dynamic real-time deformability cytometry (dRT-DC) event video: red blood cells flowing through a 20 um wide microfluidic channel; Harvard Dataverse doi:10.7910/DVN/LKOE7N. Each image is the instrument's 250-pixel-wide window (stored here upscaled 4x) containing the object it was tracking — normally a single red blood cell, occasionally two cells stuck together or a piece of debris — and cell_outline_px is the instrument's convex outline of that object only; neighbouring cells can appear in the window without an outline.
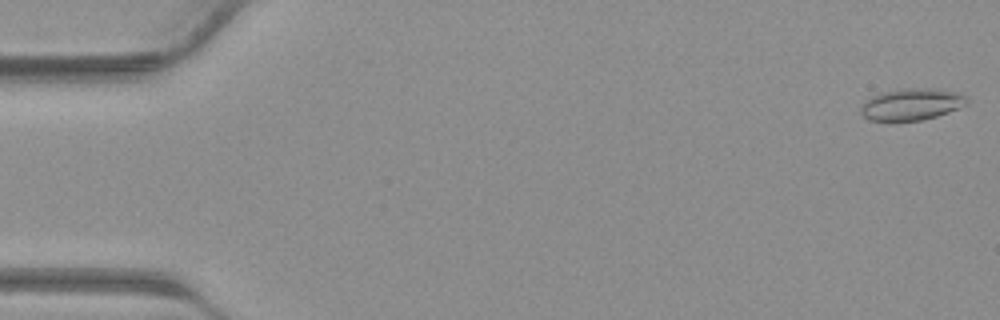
{"species": "common noctule bat (a hibernating species)", "species_latin": "Nyctalus noctula", "temperature_condition": "warm", "stored_images_in_passage": 41, "camera_frame_rate_fps": 3000, "um_per_image_px": 0.085, "animal": {"sex": "male", "body_mass_g": 23.1, "forearm_length_mm": 52.7}, "frame": {"image": 1, "passage_image": 1, "time_ms": 0.0, "image_size_px": [1000, 320], "cell_outline_px": [[968, 104], [960, 108], [924, 120], [868, 120], [860, 112], [860, 108], [864, 100], [876, 92], [896, 88], [936, 88], [960, 92], [968, 96]], "centroid_in_image_um": [77.49, 8.83], "position_along_channel_um": 7.5, "area_um2": 20.23}}
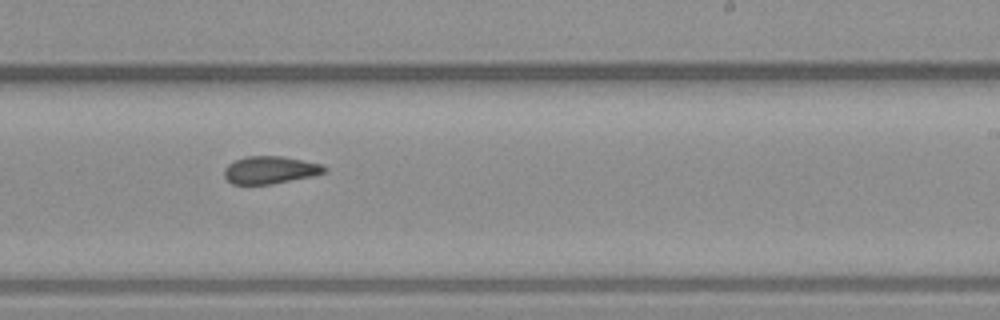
{"frame": {"image": 2, "passage_image": 25, "time_ms": 8.0, "image_size_px": [1000, 320], "cell_outline_px": [[328, 172], [316, 176], [272, 184], [232, 184], [224, 176], [224, 168], [228, 164], [244, 156], [284, 156], [324, 164], [328, 168]], "centroid_in_image_um": [23.04, 14.44], "position_along_channel_um": 266.0, "area_um2": 16.47}}
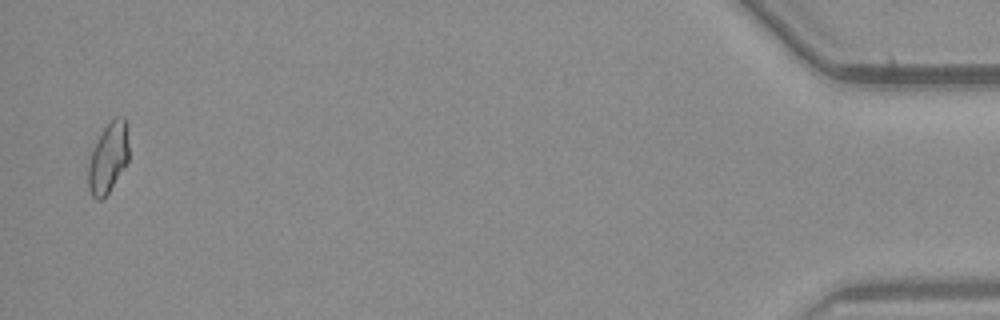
{"frame": {"image": 3, "passage_image": 40, "time_ms": 13.0, "image_size_px": [1000, 320], "cell_outline_px": [[128, 160], [104, 200], [96, 200], [92, 196], [88, 188], [88, 164], [92, 152], [104, 128], [116, 116], [124, 116], [128, 124]], "centroid_in_image_um": [9.21, 13.43], "position_along_channel_um": 426.0, "area_um2": 16.59}}